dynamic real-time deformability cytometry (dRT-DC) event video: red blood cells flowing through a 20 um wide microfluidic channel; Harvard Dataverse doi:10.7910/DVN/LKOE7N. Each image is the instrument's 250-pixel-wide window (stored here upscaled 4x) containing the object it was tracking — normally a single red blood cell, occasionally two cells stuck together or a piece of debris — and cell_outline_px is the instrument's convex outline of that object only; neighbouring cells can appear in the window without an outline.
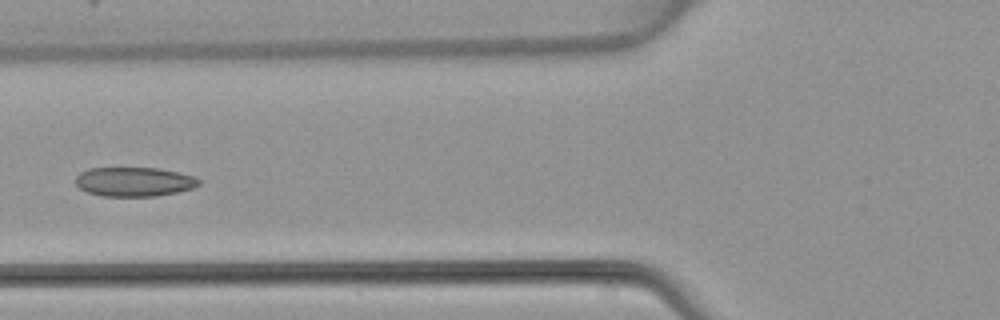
{"species": "common noctule bat (a hibernating species)", "species_latin": "Nyctalus noctula", "temperature_condition": "warm", "stored_images_in_passage": 5, "camera_frame_rate_fps": 3000, "um_per_image_px": 0.085, "animal": {"sex": "female", "body_mass_g": 22.7, "forearm_length_mm": 54.2}, "frame": {"image": 1, "passage_image": 5, "time_ms": 6.0, "image_size_px": [1000, 320], "cell_outline_px": [[200, 184], [192, 188], [176, 192], [156, 196], [100, 196], [88, 192], [80, 188], [76, 184], [76, 176], [80, 172], [88, 168], [156, 168], [196, 176], [200, 180]], "centroid_in_image_um": [11.39, 15.45], "position_along_channel_um": 114.4, "area_um2": 20.98}}